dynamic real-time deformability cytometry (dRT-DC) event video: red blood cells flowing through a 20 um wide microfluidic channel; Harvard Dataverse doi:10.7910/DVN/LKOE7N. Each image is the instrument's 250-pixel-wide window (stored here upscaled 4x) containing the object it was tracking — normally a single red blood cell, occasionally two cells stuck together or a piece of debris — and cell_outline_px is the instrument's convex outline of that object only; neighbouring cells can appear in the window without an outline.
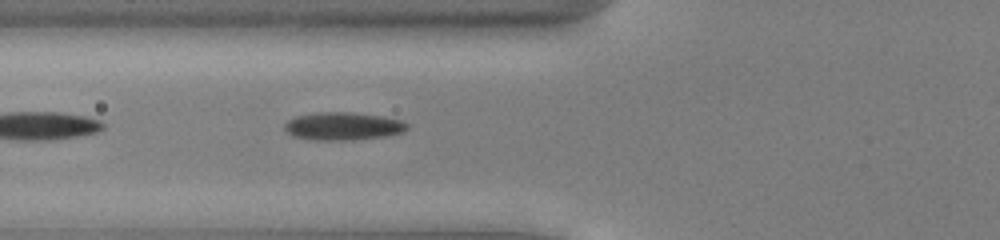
{"species": "common noctule bat (a hibernating species)", "species_latin": "Nyctalus noctula", "temperature_condition": "cold", "stored_images_in_passage": 11, "camera_frame_rate_fps": 3000, "um_per_image_px": 0.085, "animal": {"sex": "male", "body_mass_g": 13.0, "forearm_length_mm": 53.1}, "frame": {"image": 1, "passage_image": 5, "time_ms": 1.333, "image_size_px": [1000, 240], "cell_outline_px": [[408, 128], [404, 132], [384, 136], [352, 140], [312, 140], [292, 136], [284, 128], [284, 124], [288, 120], [296, 116], [320, 112], [352, 112], [384, 116], [404, 120], [408, 124]], "centroid_in_image_um": [29.18, 10.72], "position_along_channel_um": 96.6, "area_um2": 20.11}}